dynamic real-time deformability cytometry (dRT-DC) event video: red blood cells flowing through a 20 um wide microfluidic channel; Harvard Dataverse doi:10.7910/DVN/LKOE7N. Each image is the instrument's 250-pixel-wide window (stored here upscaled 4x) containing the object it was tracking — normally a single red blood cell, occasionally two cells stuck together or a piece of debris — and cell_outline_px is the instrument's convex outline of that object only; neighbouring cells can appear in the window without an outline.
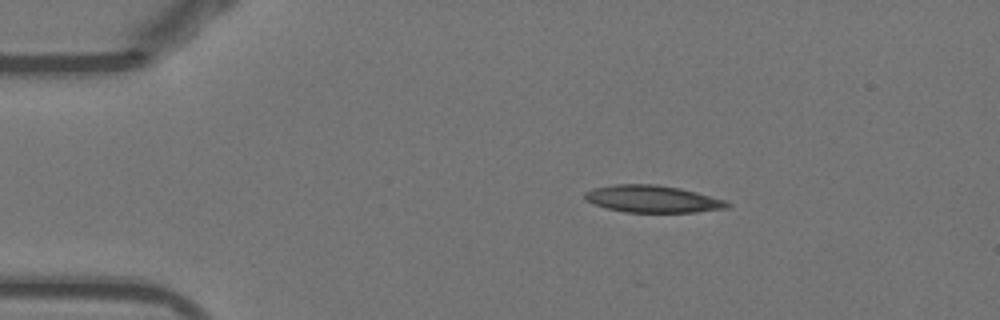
{"species": "Egyptian fruit bat (a non-hibernating species)", "species_latin": "Rousettus aegyptiacus", "temperature_condition": "warm", "stored_images_in_passage": 44, "camera_frame_rate_fps": 3000, "um_per_image_px": 0.085, "animal": {"sex": "female"}, "frame": {"image": 1, "passage_image": 1, "time_ms": 0.0, "image_size_px": [1000, 320], "cell_outline_px": [[732, 204], [728, 208], [696, 212], [624, 212], [608, 208], [584, 200], [584, 192], [592, 188], [616, 184], [656, 184], [680, 188], [728, 200]], "centroid_in_image_um": [55.5, 16.91], "position_along_channel_um": 29.5, "area_um2": 22.66}}
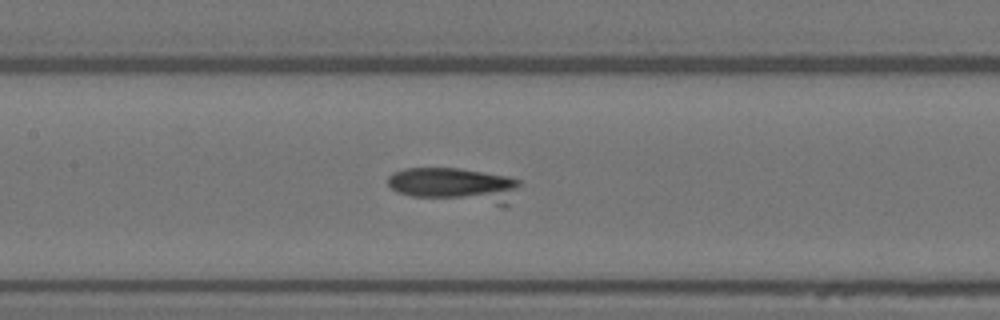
{"frame": {"image": 2, "passage_image": 16, "time_ms": 5.0, "image_size_px": [1000, 320], "cell_outline_px": [[520, 184], [508, 208], [500, 208], [412, 196], [396, 192], [388, 184], [388, 176], [392, 172], [404, 168], [456, 168], [508, 176], [520, 180]], "centroid_in_image_um": [38.75, 15.79], "position_along_channel_um": 168.7, "area_um2": 27.8}}
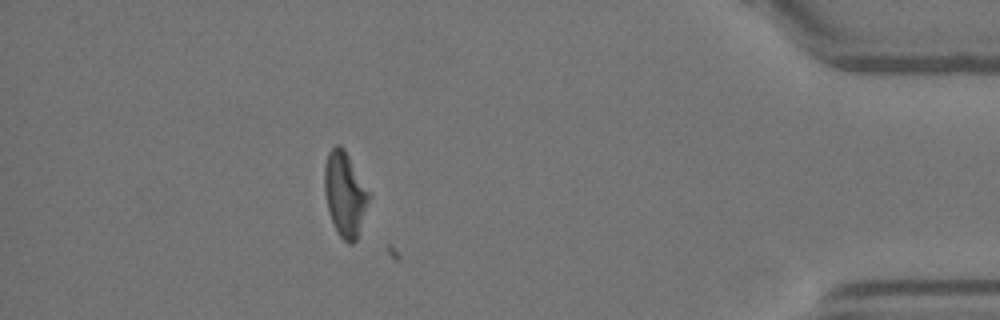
{"frame": {"image": 3, "passage_image": 38, "time_ms": 12.333, "image_size_px": [1000, 320], "cell_outline_px": [[372, 196], [356, 240], [352, 244], [348, 244], [340, 236], [332, 220], [328, 208], [324, 192], [324, 168], [328, 152], [336, 144], [340, 144], [344, 148]], "centroid_in_image_um": [29.34, 16.48], "position_along_channel_um": 405.9, "area_um2": 21.91}}